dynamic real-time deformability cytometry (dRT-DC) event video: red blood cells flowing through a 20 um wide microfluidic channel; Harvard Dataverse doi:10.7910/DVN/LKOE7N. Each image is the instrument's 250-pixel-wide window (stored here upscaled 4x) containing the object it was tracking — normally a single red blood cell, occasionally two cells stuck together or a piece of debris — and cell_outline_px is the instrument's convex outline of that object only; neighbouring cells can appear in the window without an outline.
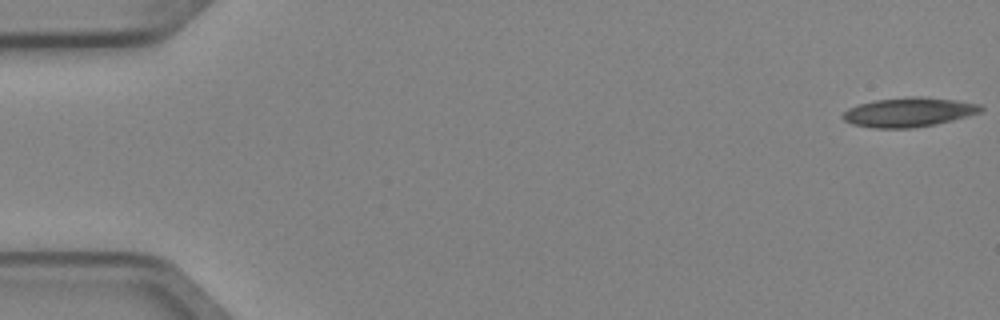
{"species": "Egyptian fruit bat (a non-hibernating species)", "species_latin": "Rousettus aegyptiacus", "temperature_condition": "cold", "stored_images_in_passage": 5, "camera_frame_rate_fps": 3000, "um_per_image_px": 0.085, "animal": {"sex": "female"}, "frame": {"image": 1, "passage_image": 1, "time_ms": 0.0, "image_size_px": [1000, 320], "cell_outline_px": [[984, 108], [980, 112], [968, 116], [936, 124], [912, 128], [872, 128], [852, 124], [844, 120], [840, 116], [848, 108], [860, 104], [876, 100], [912, 96], [920, 96], [956, 100], [980, 104]], "centroid_in_image_um": [77.24, 9.54], "position_along_channel_um": 7.8, "area_um2": 23.58}}
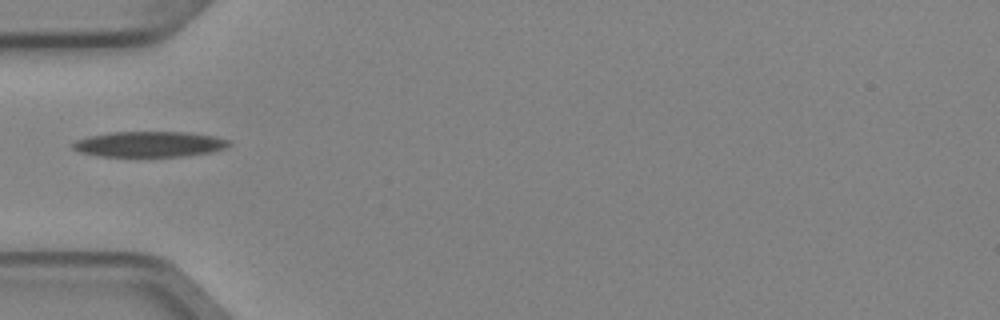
{"frame": {"image": 2, "passage_image": 5, "time_ms": 1.333, "image_size_px": [1000, 320], "cell_outline_px": [[228, 144], [224, 148], [208, 152], [180, 156], [100, 156], [80, 152], [72, 148], [72, 144], [76, 140], [88, 136], [112, 132], [188, 132], [216, 136], [228, 140]], "centroid_in_image_um": [12.65, 12.24], "position_along_channel_um": 72.4, "area_um2": 22.95}}